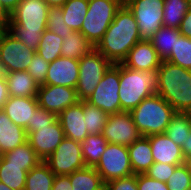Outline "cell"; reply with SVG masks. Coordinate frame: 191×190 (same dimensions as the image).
<instances>
[{
    "mask_svg": "<svg viewBox=\"0 0 191 190\" xmlns=\"http://www.w3.org/2000/svg\"><path fill=\"white\" fill-rule=\"evenodd\" d=\"M121 7L117 0H88V11L80 32L96 46Z\"/></svg>",
    "mask_w": 191,
    "mask_h": 190,
    "instance_id": "obj_5",
    "label": "cell"
},
{
    "mask_svg": "<svg viewBox=\"0 0 191 190\" xmlns=\"http://www.w3.org/2000/svg\"><path fill=\"white\" fill-rule=\"evenodd\" d=\"M119 82L120 63L112 64L86 102L102 109L108 115L120 113Z\"/></svg>",
    "mask_w": 191,
    "mask_h": 190,
    "instance_id": "obj_8",
    "label": "cell"
},
{
    "mask_svg": "<svg viewBox=\"0 0 191 190\" xmlns=\"http://www.w3.org/2000/svg\"><path fill=\"white\" fill-rule=\"evenodd\" d=\"M28 171L25 165L7 163L0 156V182L12 190H24Z\"/></svg>",
    "mask_w": 191,
    "mask_h": 190,
    "instance_id": "obj_28",
    "label": "cell"
},
{
    "mask_svg": "<svg viewBox=\"0 0 191 190\" xmlns=\"http://www.w3.org/2000/svg\"><path fill=\"white\" fill-rule=\"evenodd\" d=\"M128 154L134 174L145 173L154 163L150 140L147 136H141L128 146Z\"/></svg>",
    "mask_w": 191,
    "mask_h": 190,
    "instance_id": "obj_22",
    "label": "cell"
},
{
    "mask_svg": "<svg viewBox=\"0 0 191 190\" xmlns=\"http://www.w3.org/2000/svg\"><path fill=\"white\" fill-rule=\"evenodd\" d=\"M64 136L78 142H83L89 135L85 128V118L83 114V101L76 105L65 108L58 116Z\"/></svg>",
    "mask_w": 191,
    "mask_h": 190,
    "instance_id": "obj_18",
    "label": "cell"
},
{
    "mask_svg": "<svg viewBox=\"0 0 191 190\" xmlns=\"http://www.w3.org/2000/svg\"><path fill=\"white\" fill-rule=\"evenodd\" d=\"M79 76V60L60 56L49 63L45 85L76 88Z\"/></svg>",
    "mask_w": 191,
    "mask_h": 190,
    "instance_id": "obj_16",
    "label": "cell"
},
{
    "mask_svg": "<svg viewBox=\"0 0 191 190\" xmlns=\"http://www.w3.org/2000/svg\"><path fill=\"white\" fill-rule=\"evenodd\" d=\"M6 29L25 44L29 49L36 51L44 31L25 30L18 24H7Z\"/></svg>",
    "mask_w": 191,
    "mask_h": 190,
    "instance_id": "obj_37",
    "label": "cell"
},
{
    "mask_svg": "<svg viewBox=\"0 0 191 190\" xmlns=\"http://www.w3.org/2000/svg\"><path fill=\"white\" fill-rule=\"evenodd\" d=\"M138 190H169L166 183L155 180L145 173L137 174Z\"/></svg>",
    "mask_w": 191,
    "mask_h": 190,
    "instance_id": "obj_44",
    "label": "cell"
},
{
    "mask_svg": "<svg viewBox=\"0 0 191 190\" xmlns=\"http://www.w3.org/2000/svg\"><path fill=\"white\" fill-rule=\"evenodd\" d=\"M189 8H191V0H189Z\"/></svg>",
    "mask_w": 191,
    "mask_h": 190,
    "instance_id": "obj_56",
    "label": "cell"
},
{
    "mask_svg": "<svg viewBox=\"0 0 191 190\" xmlns=\"http://www.w3.org/2000/svg\"><path fill=\"white\" fill-rule=\"evenodd\" d=\"M4 9L11 14L22 0H0Z\"/></svg>",
    "mask_w": 191,
    "mask_h": 190,
    "instance_id": "obj_48",
    "label": "cell"
},
{
    "mask_svg": "<svg viewBox=\"0 0 191 190\" xmlns=\"http://www.w3.org/2000/svg\"><path fill=\"white\" fill-rule=\"evenodd\" d=\"M184 164L187 166L188 171L191 173V154L185 157Z\"/></svg>",
    "mask_w": 191,
    "mask_h": 190,
    "instance_id": "obj_52",
    "label": "cell"
},
{
    "mask_svg": "<svg viewBox=\"0 0 191 190\" xmlns=\"http://www.w3.org/2000/svg\"><path fill=\"white\" fill-rule=\"evenodd\" d=\"M35 53L6 28L0 30V73L26 71Z\"/></svg>",
    "mask_w": 191,
    "mask_h": 190,
    "instance_id": "obj_7",
    "label": "cell"
},
{
    "mask_svg": "<svg viewBox=\"0 0 191 190\" xmlns=\"http://www.w3.org/2000/svg\"><path fill=\"white\" fill-rule=\"evenodd\" d=\"M178 29L182 36L191 38V8L185 14Z\"/></svg>",
    "mask_w": 191,
    "mask_h": 190,
    "instance_id": "obj_46",
    "label": "cell"
},
{
    "mask_svg": "<svg viewBox=\"0 0 191 190\" xmlns=\"http://www.w3.org/2000/svg\"><path fill=\"white\" fill-rule=\"evenodd\" d=\"M9 18H10V14L4 9L0 1V27L1 28H6Z\"/></svg>",
    "mask_w": 191,
    "mask_h": 190,
    "instance_id": "obj_49",
    "label": "cell"
},
{
    "mask_svg": "<svg viewBox=\"0 0 191 190\" xmlns=\"http://www.w3.org/2000/svg\"><path fill=\"white\" fill-rule=\"evenodd\" d=\"M44 162L55 175H69L84 168L81 142L65 137Z\"/></svg>",
    "mask_w": 191,
    "mask_h": 190,
    "instance_id": "obj_10",
    "label": "cell"
},
{
    "mask_svg": "<svg viewBox=\"0 0 191 190\" xmlns=\"http://www.w3.org/2000/svg\"><path fill=\"white\" fill-rule=\"evenodd\" d=\"M9 97L7 80L4 73H0V109L3 108Z\"/></svg>",
    "mask_w": 191,
    "mask_h": 190,
    "instance_id": "obj_47",
    "label": "cell"
},
{
    "mask_svg": "<svg viewBox=\"0 0 191 190\" xmlns=\"http://www.w3.org/2000/svg\"><path fill=\"white\" fill-rule=\"evenodd\" d=\"M95 46L80 32L73 31L62 38L61 56L79 60L89 54Z\"/></svg>",
    "mask_w": 191,
    "mask_h": 190,
    "instance_id": "obj_24",
    "label": "cell"
},
{
    "mask_svg": "<svg viewBox=\"0 0 191 190\" xmlns=\"http://www.w3.org/2000/svg\"><path fill=\"white\" fill-rule=\"evenodd\" d=\"M47 30L62 38L68 36L72 30L65 24L62 7H50L48 12Z\"/></svg>",
    "mask_w": 191,
    "mask_h": 190,
    "instance_id": "obj_38",
    "label": "cell"
},
{
    "mask_svg": "<svg viewBox=\"0 0 191 190\" xmlns=\"http://www.w3.org/2000/svg\"><path fill=\"white\" fill-rule=\"evenodd\" d=\"M141 40L133 13L127 6H122L95 49L112 64H119L126 59L130 49Z\"/></svg>",
    "mask_w": 191,
    "mask_h": 190,
    "instance_id": "obj_1",
    "label": "cell"
},
{
    "mask_svg": "<svg viewBox=\"0 0 191 190\" xmlns=\"http://www.w3.org/2000/svg\"><path fill=\"white\" fill-rule=\"evenodd\" d=\"M106 190H138L137 174L116 178L105 183Z\"/></svg>",
    "mask_w": 191,
    "mask_h": 190,
    "instance_id": "obj_43",
    "label": "cell"
},
{
    "mask_svg": "<svg viewBox=\"0 0 191 190\" xmlns=\"http://www.w3.org/2000/svg\"><path fill=\"white\" fill-rule=\"evenodd\" d=\"M121 6H128L134 0H117Z\"/></svg>",
    "mask_w": 191,
    "mask_h": 190,
    "instance_id": "obj_53",
    "label": "cell"
},
{
    "mask_svg": "<svg viewBox=\"0 0 191 190\" xmlns=\"http://www.w3.org/2000/svg\"><path fill=\"white\" fill-rule=\"evenodd\" d=\"M189 10V0H164L163 26L179 28Z\"/></svg>",
    "mask_w": 191,
    "mask_h": 190,
    "instance_id": "obj_33",
    "label": "cell"
},
{
    "mask_svg": "<svg viewBox=\"0 0 191 190\" xmlns=\"http://www.w3.org/2000/svg\"><path fill=\"white\" fill-rule=\"evenodd\" d=\"M162 60L149 40L137 42L122 64L136 71L158 70Z\"/></svg>",
    "mask_w": 191,
    "mask_h": 190,
    "instance_id": "obj_17",
    "label": "cell"
},
{
    "mask_svg": "<svg viewBox=\"0 0 191 190\" xmlns=\"http://www.w3.org/2000/svg\"><path fill=\"white\" fill-rule=\"evenodd\" d=\"M94 168L100 174L104 183L134 174L130 164L128 147L113 143L107 144L100 161Z\"/></svg>",
    "mask_w": 191,
    "mask_h": 190,
    "instance_id": "obj_9",
    "label": "cell"
},
{
    "mask_svg": "<svg viewBox=\"0 0 191 190\" xmlns=\"http://www.w3.org/2000/svg\"><path fill=\"white\" fill-rule=\"evenodd\" d=\"M83 114L86 123L85 128L88 134H102L109 115L102 109L92 106L86 101H83Z\"/></svg>",
    "mask_w": 191,
    "mask_h": 190,
    "instance_id": "obj_35",
    "label": "cell"
},
{
    "mask_svg": "<svg viewBox=\"0 0 191 190\" xmlns=\"http://www.w3.org/2000/svg\"><path fill=\"white\" fill-rule=\"evenodd\" d=\"M48 68L49 63L46 62L39 54L35 53L26 71L33 77L37 84L43 85L46 80Z\"/></svg>",
    "mask_w": 191,
    "mask_h": 190,
    "instance_id": "obj_40",
    "label": "cell"
},
{
    "mask_svg": "<svg viewBox=\"0 0 191 190\" xmlns=\"http://www.w3.org/2000/svg\"><path fill=\"white\" fill-rule=\"evenodd\" d=\"M55 174L41 161L27 173L24 190H52Z\"/></svg>",
    "mask_w": 191,
    "mask_h": 190,
    "instance_id": "obj_27",
    "label": "cell"
},
{
    "mask_svg": "<svg viewBox=\"0 0 191 190\" xmlns=\"http://www.w3.org/2000/svg\"><path fill=\"white\" fill-rule=\"evenodd\" d=\"M169 190H184L191 187V173L185 164L177 166L166 182Z\"/></svg>",
    "mask_w": 191,
    "mask_h": 190,
    "instance_id": "obj_39",
    "label": "cell"
},
{
    "mask_svg": "<svg viewBox=\"0 0 191 190\" xmlns=\"http://www.w3.org/2000/svg\"><path fill=\"white\" fill-rule=\"evenodd\" d=\"M49 7L59 6L62 7L67 0H44Z\"/></svg>",
    "mask_w": 191,
    "mask_h": 190,
    "instance_id": "obj_51",
    "label": "cell"
},
{
    "mask_svg": "<svg viewBox=\"0 0 191 190\" xmlns=\"http://www.w3.org/2000/svg\"><path fill=\"white\" fill-rule=\"evenodd\" d=\"M156 93L176 112L191 110V70L162 61L157 70Z\"/></svg>",
    "mask_w": 191,
    "mask_h": 190,
    "instance_id": "obj_2",
    "label": "cell"
},
{
    "mask_svg": "<svg viewBox=\"0 0 191 190\" xmlns=\"http://www.w3.org/2000/svg\"><path fill=\"white\" fill-rule=\"evenodd\" d=\"M57 120V115L45 110L44 108L38 107L33 113V118L31 119V124L26 128L27 136L36 131V127H43L51 125Z\"/></svg>",
    "mask_w": 191,
    "mask_h": 190,
    "instance_id": "obj_41",
    "label": "cell"
},
{
    "mask_svg": "<svg viewBox=\"0 0 191 190\" xmlns=\"http://www.w3.org/2000/svg\"><path fill=\"white\" fill-rule=\"evenodd\" d=\"M62 10L65 24L73 31H80L88 11V0H67Z\"/></svg>",
    "mask_w": 191,
    "mask_h": 190,
    "instance_id": "obj_31",
    "label": "cell"
},
{
    "mask_svg": "<svg viewBox=\"0 0 191 190\" xmlns=\"http://www.w3.org/2000/svg\"><path fill=\"white\" fill-rule=\"evenodd\" d=\"M52 190H72L70 177L68 175H55Z\"/></svg>",
    "mask_w": 191,
    "mask_h": 190,
    "instance_id": "obj_45",
    "label": "cell"
},
{
    "mask_svg": "<svg viewBox=\"0 0 191 190\" xmlns=\"http://www.w3.org/2000/svg\"><path fill=\"white\" fill-rule=\"evenodd\" d=\"M191 124L187 113L176 112L168 124L165 134L178 146L182 147L184 141L190 136Z\"/></svg>",
    "mask_w": 191,
    "mask_h": 190,
    "instance_id": "obj_32",
    "label": "cell"
},
{
    "mask_svg": "<svg viewBox=\"0 0 191 190\" xmlns=\"http://www.w3.org/2000/svg\"><path fill=\"white\" fill-rule=\"evenodd\" d=\"M68 176L72 190H106L105 183L94 167L85 166Z\"/></svg>",
    "mask_w": 191,
    "mask_h": 190,
    "instance_id": "obj_25",
    "label": "cell"
},
{
    "mask_svg": "<svg viewBox=\"0 0 191 190\" xmlns=\"http://www.w3.org/2000/svg\"><path fill=\"white\" fill-rule=\"evenodd\" d=\"M107 144L108 142L102 134L88 135L85 140L81 142L85 166L95 167L100 161L101 155L105 151Z\"/></svg>",
    "mask_w": 191,
    "mask_h": 190,
    "instance_id": "obj_30",
    "label": "cell"
},
{
    "mask_svg": "<svg viewBox=\"0 0 191 190\" xmlns=\"http://www.w3.org/2000/svg\"><path fill=\"white\" fill-rule=\"evenodd\" d=\"M157 70L136 71L120 63L119 100L121 112H130L146 97L156 93Z\"/></svg>",
    "mask_w": 191,
    "mask_h": 190,
    "instance_id": "obj_3",
    "label": "cell"
},
{
    "mask_svg": "<svg viewBox=\"0 0 191 190\" xmlns=\"http://www.w3.org/2000/svg\"><path fill=\"white\" fill-rule=\"evenodd\" d=\"M108 143L130 146L142 135L135 126L130 112L110 114L102 131Z\"/></svg>",
    "mask_w": 191,
    "mask_h": 190,
    "instance_id": "obj_13",
    "label": "cell"
},
{
    "mask_svg": "<svg viewBox=\"0 0 191 190\" xmlns=\"http://www.w3.org/2000/svg\"><path fill=\"white\" fill-rule=\"evenodd\" d=\"M49 8L44 0H22L10 14L8 24H18L25 30L45 31Z\"/></svg>",
    "mask_w": 191,
    "mask_h": 190,
    "instance_id": "obj_12",
    "label": "cell"
},
{
    "mask_svg": "<svg viewBox=\"0 0 191 190\" xmlns=\"http://www.w3.org/2000/svg\"><path fill=\"white\" fill-rule=\"evenodd\" d=\"M181 36L178 28L162 26L149 41L154 46L162 61H166L174 50L176 39Z\"/></svg>",
    "mask_w": 191,
    "mask_h": 190,
    "instance_id": "obj_26",
    "label": "cell"
},
{
    "mask_svg": "<svg viewBox=\"0 0 191 190\" xmlns=\"http://www.w3.org/2000/svg\"><path fill=\"white\" fill-rule=\"evenodd\" d=\"M64 138V131L57 119L51 125L36 127V131L27 136V141L37 156L44 161L55 151Z\"/></svg>",
    "mask_w": 191,
    "mask_h": 190,
    "instance_id": "obj_15",
    "label": "cell"
},
{
    "mask_svg": "<svg viewBox=\"0 0 191 190\" xmlns=\"http://www.w3.org/2000/svg\"><path fill=\"white\" fill-rule=\"evenodd\" d=\"M0 190H12L11 188H9L6 184H4L3 182H0Z\"/></svg>",
    "mask_w": 191,
    "mask_h": 190,
    "instance_id": "obj_54",
    "label": "cell"
},
{
    "mask_svg": "<svg viewBox=\"0 0 191 190\" xmlns=\"http://www.w3.org/2000/svg\"><path fill=\"white\" fill-rule=\"evenodd\" d=\"M27 142L26 129L14 124L0 109V156Z\"/></svg>",
    "mask_w": 191,
    "mask_h": 190,
    "instance_id": "obj_21",
    "label": "cell"
},
{
    "mask_svg": "<svg viewBox=\"0 0 191 190\" xmlns=\"http://www.w3.org/2000/svg\"><path fill=\"white\" fill-rule=\"evenodd\" d=\"M166 61L191 70V38L181 35L176 39L174 50H171L170 57Z\"/></svg>",
    "mask_w": 191,
    "mask_h": 190,
    "instance_id": "obj_36",
    "label": "cell"
},
{
    "mask_svg": "<svg viewBox=\"0 0 191 190\" xmlns=\"http://www.w3.org/2000/svg\"><path fill=\"white\" fill-rule=\"evenodd\" d=\"M189 119H190V124H191V110L187 112Z\"/></svg>",
    "mask_w": 191,
    "mask_h": 190,
    "instance_id": "obj_55",
    "label": "cell"
},
{
    "mask_svg": "<svg viewBox=\"0 0 191 190\" xmlns=\"http://www.w3.org/2000/svg\"><path fill=\"white\" fill-rule=\"evenodd\" d=\"M1 157L10 164L25 165V170L30 171L36 167L42 160L37 156L30 143L27 141L23 145L8 151Z\"/></svg>",
    "mask_w": 191,
    "mask_h": 190,
    "instance_id": "obj_29",
    "label": "cell"
},
{
    "mask_svg": "<svg viewBox=\"0 0 191 190\" xmlns=\"http://www.w3.org/2000/svg\"><path fill=\"white\" fill-rule=\"evenodd\" d=\"M127 7L137 21L142 40H149L163 26L164 0H134Z\"/></svg>",
    "mask_w": 191,
    "mask_h": 190,
    "instance_id": "obj_11",
    "label": "cell"
},
{
    "mask_svg": "<svg viewBox=\"0 0 191 190\" xmlns=\"http://www.w3.org/2000/svg\"><path fill=\"white\" fill-rule=\"evenodd\" d=\"M135 126L142 136L165 133L174 108L157 93L146 97L130 111Z\"/></svg>",
    "mask_w": 191,
    "mask_h": 190,
    "instance_id": "obj_4",
    "label": "cell"
},
{
    "mask_svg": "<svg viewBox=\"0 0 191 190\" xmlns=\"http://www.w3.org/2000/svg\"><path fill=\"white\" fill-rule=\"evenodd\" d=\"M38 107L37 97L10 96L2 110L14 124L26 129Z\"/></svg>",
    "mask_w": 191,
    "mask_h": 190,
    "instance_id": "obj_20",
    "label": "cell"
},
{
    "mask_svg": "<svg viewBox=\"0 0 191 190\" xmlns=\"http://www.w3.org/2000/svg\"><path fill=\"white\" fill-rule=\"evenodd\" d=\"M61 45L62 37L46 29L42 34L36 53L46 62L51 63L61 56Z\"/></svg>",
    "mask_w": 191,
    "mask_h": 190,
    "instance_id": "obj_34",
    "label": "cell"
},
{
    "mask_svg": "<svg viewBox=\"0 0 191 190\" xmlns=\"http://www.w3.org/2000/svg\"><path fill=\"white\" fill-rule=\"evenodd\" d=\"M182 153H183L184 157L191 154V132H190V136L187 138V140L184 141V144L182 146Z\"/></svg>",
    "mask_w": 191,
    "mask_h": 190,
    "instance_id": "obj_50",
    "label": "cell"
},
{
    "mask_svg": "<svg viewBox=\"0 0 191 190\" xmlns=\"http://www.w3.org/2000/svg\"><path fill=\"white\" fill-rule=\"evenodd\" d=\"M151 144L154 162L181 165L185 162L182 147L173 142L165 133L147 136Z\"/></svg>",
    "mask_w": 191,
    "mask_h": 190,
    "instance_id": "obj_19",
    "label": "cell"
},
{
    "mask_svg": "<svg viewBox=\"0 0 191 190\" xmlns=\"http://www.w3.org/2000/svg\"><path fill=\"white\" fill-rule=\"evenodd\" d=\"M8 84L9 96L37 97L39 84L27 71L4 73Z\"/></svg>",
    "mask_w": 191,
    "mask_h": 190,
    "instance_id": "obj_23",
    "label": "cell"
},
{
    "mask_svg": "<svg viewBox=\"0 0 191 190\" xmlns=\"http://www.w3.org/2000/svg\"><path fill=\"white\" fill-rule=\"evenodd\" d=\"M38 105L55 115H59L65 108L79 102L75 88L58 85H40L37 93Z\"/></svg>",
    "mask_w": 191,
    "mask_h": 190,
    "instance_id": "obj_14",
    "label": "cell"
},
{
    "mask_svg": "<svg viewBox=\"0 0 191 190\" xmlns=\"http://www.w3.org/2000/svg\"><path fill=\"white\" fill-rule=\"evenodd\" d=\"M177 166L179 165L154 162L152 166L145 172V174L155 180L166 183Z\"/></svg>",
    "mask_w": 191,
    "mask_h": 190,
    "instance_id": "obj_42",
    "label": "cell"
},
{
    "mask_svg": "<svg viewBox=\"0 0 191 190\" xmlns=\"http://www.w3.org/2000/svg\"><path fill=\"white\" fill-rule=\"evenodd\" d=\"M112 63L95 48L79 59V76L76 86L79 101H86Z\"/></svg>",
    "mask_w": 191,
    "mask_h": 190,
    "instance_id": "obj_6",
    "label": "cell"
}]
</instances>
